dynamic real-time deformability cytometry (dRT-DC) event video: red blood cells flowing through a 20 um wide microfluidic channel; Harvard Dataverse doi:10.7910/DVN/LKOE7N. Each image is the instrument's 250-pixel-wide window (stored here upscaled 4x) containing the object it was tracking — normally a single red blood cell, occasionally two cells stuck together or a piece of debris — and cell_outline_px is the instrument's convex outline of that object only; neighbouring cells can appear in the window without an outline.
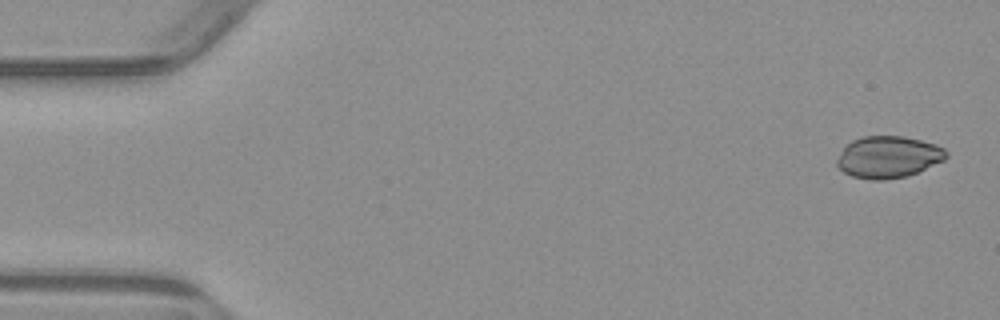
{"species": "common noctule bat (a hibernating species)", "species_latin": "Nyctalus noctula", "temperature_condition": "warm", "stored_images_in_passage": 4, "camera_frame_rate_fps": 3000, "um_per_image_px": 0.085, "animal": {"sex": "male", "body_mass_g": 23.1, "forearm_length_mm": 52.7}, "frame": {"image": 1, "passage_image": 1, "time_ms": 0.0, "image_size_px": [1000, 320], "cell_outline_px": [[948, 156], [944, 160], [908, 176], [884, 180], [872, 180], [852, 176], [844, 172], [836, 164], [836, 160], [844, 144], [860, 136], [904, 136], [936, 144], [944, 148], [948, 152]], "centroid_in_image_um": [75.48, 13.34], "position_along_channel_um": 9.5, "area_um2": 26.88}}